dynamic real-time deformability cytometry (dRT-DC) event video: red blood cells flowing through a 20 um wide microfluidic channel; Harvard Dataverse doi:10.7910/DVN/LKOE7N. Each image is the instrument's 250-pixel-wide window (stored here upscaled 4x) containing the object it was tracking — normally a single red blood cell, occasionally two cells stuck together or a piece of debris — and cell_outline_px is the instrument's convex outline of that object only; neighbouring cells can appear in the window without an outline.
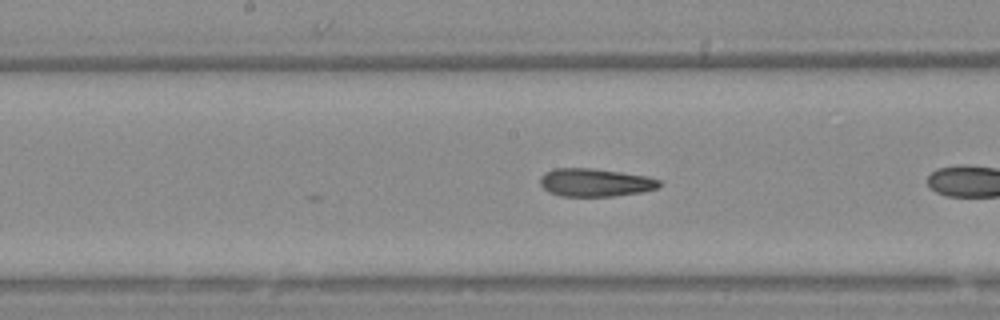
{"species": "Egyptian fruit bat (a non-hibernating species)", "species_latin": "Rousettus aegyptiacus", "temperature_condition": "warm", "stored_images_in_passage": 16, "camera_frame_rate_fps": 3000, "um_per_image_px": 0.085, "animal": {"sex": "female"}, "frame": {"image": 1, "passage_image": 12, "time_ms": 3.667, "image_size_px": [1000, 320], "cell_outline_px": [[660, 188], [640, 192], [612, 196], [560, 196], [548, 192], [540, 184], [540, 176], [544, 172], [556, 168], [592, 168], [648, 176], [660, 180]], "centroid_in_image_um": [50.57, 15.51], "position_along_channel_um": 197.6, "area_um2": 19.54}}